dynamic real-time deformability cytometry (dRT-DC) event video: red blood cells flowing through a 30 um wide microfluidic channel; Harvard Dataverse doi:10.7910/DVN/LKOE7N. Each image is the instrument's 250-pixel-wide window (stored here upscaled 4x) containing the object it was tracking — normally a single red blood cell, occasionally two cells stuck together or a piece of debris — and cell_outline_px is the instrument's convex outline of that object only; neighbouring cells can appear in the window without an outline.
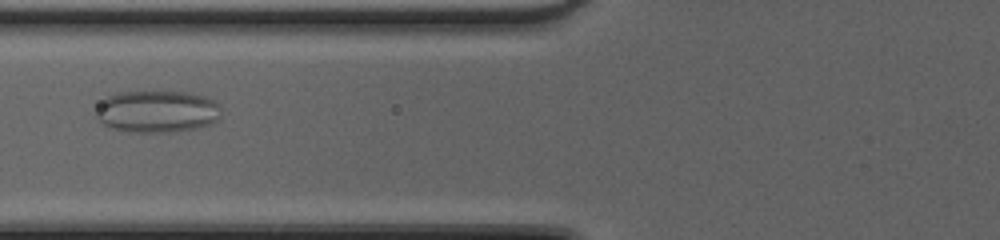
{"species": "common noctule bat (a hibernating species)", "species_latin": "Nyctalus noctula", "temperature_condition": "cold", "stored_images_in_passage": 44, "camera_frame_rate_fps": 3000, "um_per_image_px": 0.085, "animal": {"sex": "female", "body_mass_g": 20.0, "forearm_length_mm": 54.0}, "frame": {"image": 1, "passage_image": 15, "time_ms": 4.667, "image_size_px": [1000, 240], "cell_outline_px": [[216, 120], [212, 124], [196, 128], [172, 132], [128, 132], [112, 128], [104, 124], [96, 116], [96, 112], [100, 104], [108, 96], [116, 92], [188, 92], [204, 96], [212, 100], [216, 104]], "centroid_in_image_um": [13.3, 9.48], "position_along_channel_um": 112.5, "area_um2": 30.17}}
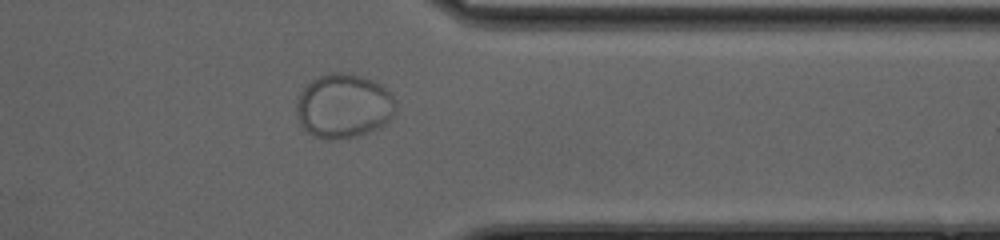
{"frame": {"image": 2, "passage_image": 35, "time_ms": 11.333, "image_size_px": [1000, 240], "cell_outline_px": [[396, 112], [384, 124], [360, 136], [328, 140], [312, 136], [300, 124], [296, 112], [296, 104], [300, 92], [312, 80], [320, 76], [332, 72], [344, 72], [364, 76], [388, 88], [396, 100]], "centroid_in_image_um": [29.23, 9.0], "position_along_channel_um": 382.2, "area_um2": 37.51}}